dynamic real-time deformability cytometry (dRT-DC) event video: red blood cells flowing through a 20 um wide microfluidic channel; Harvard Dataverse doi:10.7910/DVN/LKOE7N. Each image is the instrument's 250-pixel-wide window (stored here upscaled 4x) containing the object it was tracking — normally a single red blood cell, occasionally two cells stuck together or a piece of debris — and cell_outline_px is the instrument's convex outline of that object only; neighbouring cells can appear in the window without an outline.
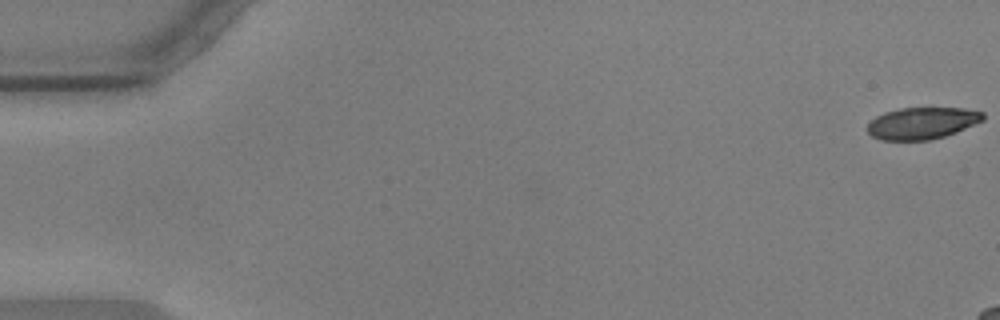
{"species": "common noctule bat (a hibernating species)", "species_latin": "Nyctalus noctula", "temperature_condition": "warm", "stored_images_in_passage": 18, "camera_frame_rate_fps": 3000, "um_per_image_px": 0.085, "animal": {"sex": "male", "body_mass_g": 17.9, "forearm_length_mm": 54.2}, "frame": {"image": 1, "passage_image": 1, "time_ms": 0.0, "image_size_px": [1000, 320], "cell_outline_px": [[984, 120], [956, 132], [944, 136], [928, 140], [880, 140], [872, 136], [868, 132], [868, 124], [876, 116], [884, 112], [900, 108], [964, 108], [984, 112]], "centroid_in_image_um": [78.38, 10.46], "position_along_channel_um": 6.6, "area_um2": 21.39}}
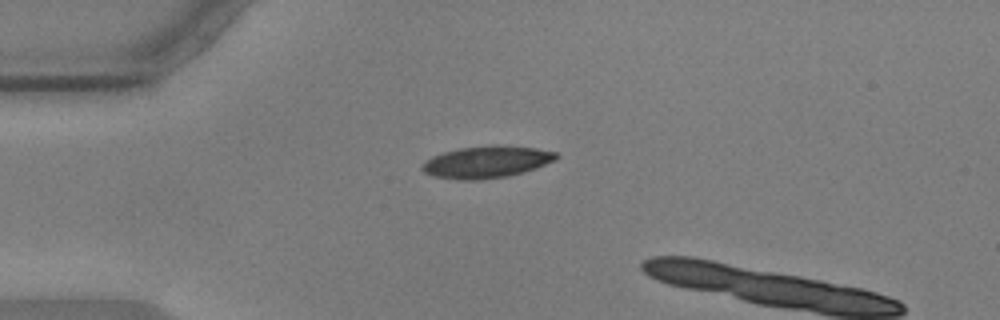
{"frame": {"image": 2, "passage_image": 15, "time_ms": 4.667, "image_size_px": [1000, 320], "cell_outline_px": [[560, 156], [556, 160], [536, 168], [508, 176], [476, 180], [460, 180], [432, 176], [424, 172], [420, 168], [420, 164], [424, 160], [432, 156], [444, 152], [460, 148], [496, 144], [500, 144], [536, 148], [556, 152]], "centroid_in_image_um": [41.34, 13.76], "position_along_channel_um": 43.7, "area_um2": 25.26}}